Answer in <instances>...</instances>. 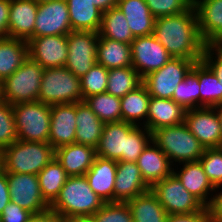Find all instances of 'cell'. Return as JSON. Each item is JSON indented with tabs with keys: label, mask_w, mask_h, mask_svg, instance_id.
Instances as JSON below:
<instances>
[{
	"label": "cell",
	"mask_w": 222,
	"mask_h": 222,
	"mask_svg": "<svg viewBox=\"0 0 222 222\" xmlns=\"http://www.w3.org/2000/svg\"><path fill=\"white\" fill-rule=\"evenodd\" d=\"M10 201L7 175L2 169L0 171V215Z\"/></svg>",
	"instance_id": "49"
},
{
	"label": "cell",
	"mask_w": 222,
	"mask_h": 222,
	"mask_svg": "<svg viewBox=\"0 0 222 222\" xmlns=\"http://www.w3.org/2000/svg\"><path fill=\"white\" fill-rule=\"evenodd\" d=\"M99 32L71 31L67 35L68 57L65 67L81 78L97 63Z\"/></svg>",
	"instance_id": "11"
},
{
	"label": "cell",
	"mask_w": 222,
	"mask_h": 222,
	"mask_svg": "<svg viewBox=\"0 0 222 222\" xmlns=\"http://www.w3.org/2000/svg\"><path fill=\"white\" fill-rule=\"evenodd\" d=\"M166 222H210L207 207L191 214L168 215Z\"/></svg>",
	"instance_id": "46"
},
{
	"label": "cell",
	"mask_w": 222,
	"mask_h": 222,
	"mask_svg": "<svg viewBox=\"0 0 222 222\" xmlns=\"http://www.w3.org/2000/svg\"><path fill=\"white\" fill-rule=\"evenodd\" d=\"M0 100H2V96H1V82H0Z\"/></svg>",
	"instance_id": "56"
},
{
	"label": "cell",
	"mask_w": 222,
	"mask_h": 222,
	"mask_svg": "<svg viewBox=\"0 0 222 222\" xmlns=\"http://www.w3.org/2000/svg\"><path fill=\"white\" fill-rule=\"evenodd\" d=\"M150 189L168 215L191 214L205 207L185 189L174 173L156 182Z\"/></svg>",
	"instance_id": "9"
},
{
	"label": "cell",
	"mask_w": 222,
	"mask_h": 222,
	"mask_svg": "<svg viewBox=\"0 0 222 222\" xmlns=\"http://www.w3.org/2000/svg\"><path fill=\"white\" fill-rule=\"evenodd\" d=\"M150 97L143 83L134 90L128 92L124 97H121L122 121L132 123L136 126L140 124L147 128ZM140 120H143L142 124L138 122Z\"/></svg>",
	"instance_id": "31"
},
{
	"label": "cell",
	"mask_w": 222,
	"mask_h": 222,
	"mask_svg": "<svg viewBox=\"0 0 222 222\" xmlns=\"http://www.w3.org/2000/svg\"><path fill=\"white\" fill-rule=\"evenodd\" d=\"M64 222H96L93 216L72 217L64 219Z\"/></svg>",
	"instance_id": "52"
},
{
	"label": "cell",
	"mask_w": 222,
	"mask_h": 222,
	"mask_svg": "<svg viewBox=\"0 0 222 222\" xmlns=\"http://www.w3.org/2000/svg\"><path fill=\"white\" fill-rule=\"evenodd\" d=\"M10 0H0V38L8 37Z\"/></svg>",
	"instance_id": "48"
},
{
	"label": "cell",
	"mask_w": 222,
	"mask_h": 222,
	"mask_svg": "<svg viewBox=\"0 0 222 222\" xmlns=\"http://www.w3.org/2000/svg\"><path fill=\"white\" fill-rule=\"evenodd\" d=\"M27 43L29 57L44 69L65 66L68 57L67 35L32 37Z\"/></svg>",
	"instance_id": "16"
},
{
	"label": "cell",
	"mask_w": 222,
	"mask_h": 222,
	"mask_svg": "<svg viewBox=\"0 0 222 222\" xmlns=\"http://www.w3.org/2000/svg\"><path fill=\"white\" fill-rule=\"evenodd\" d=\"M145 2L155 18L182 13L193 4V0H145Z\"/></svg>",
	"instance_id": "43"
},
{
	"label": "cell",
	"mask_w": 222,
	"mask_h": 222,
	"mask_svg": "<svg viewBox=\"0 0 222 222\" xmlns=\"http://www.w3.org/2000/svg\"><path fill=\"white\" fill-rule=\"evenodd\" d=\"M150 142L152 133L145 126L124 121L105 123L96 156L114 161L136 162Z\"/></svg>",
	"instance_id": "2"
},
{
	"label": "cell",
	"mask_w": 222,
	"mask_h": 222,
	"mask_svg": "<svg viewBox=\"0 0 222 222\" xmlns=\"http://www.w3.org/2000/svg\"><path fill=\"white\" fill-rule=\"evenodd\" d=\"M142 83L143 78L132 66L113 68L108 72L106 92L121 98Z\"/></svg>",
	"instance_id": "37"
},
{
	"label": "cell",
	"mask_w": 222,
	"mask_h": 222,
	"mask_svg": "<svg viewBox=\"0 0 222 222\" xmlns=\"http://www.w3.org/2000/svg\"><path fill=\"white\" fill-rule=\"evenodd\" d=\"M28 57L26 40L0 38V82L14 73Z\"/></svg>",
	"instance_id": "29"
},
{
	"label": "cell",
	"mask_w": 222,
	"mask_h": 222,
	"mask_svg": "<svg viewBox=\"0 0 222 222\" xmlns=\"http://www.w3.org/2000/svg\"><path fill=\"white\" fill-rule=\"evenodd\" d=\"M199 33L206 45H222V0H193Z\"/></svg>",
	"instance_id": "18"
},
{
	"label": "cell",
	"mask_w": 222,
	"mask_h": 222,
	"mask_svg": "<svg viewBox=\"0 0 222 222\" xmlns=\"http://www.w3.org/2000/svg\"><path fill=\"white\" fill-rule=\"evenodd\" d=\"M84 101L104 124L122 121L120 97L105 92L89 96Z\"/></svg>",
	"instance_id": "38"
},
{
	"label": "cell",
	"mask_w": 222,
	"mask_h": 222,
	"mask_svg": "<svg viewBox=\"0 0 222 222\" xmlns=\"http://www.w3.org/2000/svg\"><path fill=\"white\" fill-rule=\"evenodd\" d=\"M2 170V156H1V152H0V171Z\"/></svg>",
	"instance_id": "55"
},
{
	"label": "cell",
	"mask_w": 222,
	"mask_h": 222,
	"mask_svg": "<svg viewBox=\"0 0 222 222\" xmlns=\"http://www.w3.org/2000/svg\"><path fill=\"white\" fill-rule=\"evenodd\" d=\"M202 60L214 71L222 86V45H206Z\"/></svg>",
	"instance_id": "44"
},
{
	"label": "cell",
	"mask_w": 222,
	"mask_h": 222,
	"mask_svg": "<svg viewBox=\"0 0 222 222\" xmlns=\"http://www.w3.org/2000/svg\"><path fill=\"white\" fill-rule=\"evenodd\" d=\"M38 3H45V2H51L53 0H36Z\"/></svg>",
	"instance_id": "54"
},
{
	"label": "cell",
	"mask_w": 222,
	"mask_h": 222,
	"mask_svg": "<svg viewBox=\"0 0 222 222\" xmlns=\"http://www.w3.org/2000/svg\"><path fill=\"white\" fill-rule=\"evenodd\" d=\"M210 197L211 201L207 206L209 220L210 222H222V192L211 194Z\"/></svg>",
	"instance_id": "47"
},
{
	"label": "cell",
	"mask_w": 222,
	"mask_h": 222,
	"mask_svg": "<svg viewBox=\"0 0 222 222\" xmlns=\"http://www.w3.org/2000/svg\"><path fill=\"white\" fill-rule=\"evenodd\" d=\"M184 123L204 149L221 147L220 122L215 107L187 110Z\"/></svg>",
	"instance_id": "15"
},
{
	"label": "cell",
	"mask_w": 222,
	"mask_h": 222,
	"mask_svg": "<svg viewBox=\"0 0 222 222\" xmlns=\"http://www.w3.org/2000/svg\"><path fill=\"white\" fill-rule=\"evenodd\" d=\"M38 101L49 105L82 102L80 78L65 66L44 69Z\"/></svg>",
	"instance_id": "7"
},
{
	"label": "cell",
	"mask_w": 222,
	"mask_h": 222,
	"mask_svg": "<svg viewBox=\"0 0 222 222\" xmlns=\"http://www.w3.org/2000/svg\"><path fill=\"white\" fill-rule=\"evenodd\" d=\"M44 68L28 57L9 77L1 82V96L9 104L38 101Z\"/></svg>",
	"instance_id": "6"
},
{
	"label": "cell",
	"mask_w": 222,
	"mask_h": 222,
	"mask_svg": "<svg viewBox=\"0 0 222 222\" xmlns=\"http://www.w3.org/2000/svg\"><path fill=\"white\" fill-rule=\"evenodd\" d=\"M55 158L69 176L85 175L96 158V149L72 143L55 149Z\"/></svg>",
	"instance_id": "24"
},
{
	"label": "cell",
	"mask_w": 222,
	"mask_h": 222,
	"mask_svg": "<svg viewBox=\"0 0 222 222\" xmlns=\"http://www.w3.org/2000/svg\"><path fill=\"white\" fill-rule=\"evenodd\" d=\"M195 62L172 57L163 67L143 78V84L151 97L172 99L174 89L184 80Z\"/></svg>",
	"instance_id": "10"
},
{
	"label": "cell",
	"mask_w": 222,
	"mask_h": 222,
	"mask_svg": "<svg viewBox=\"0 0 222 222\" xmlns=\"http://www.w3.org/2000/svg\"><path fill=\"white\" fill-rule=\"evenodd\" d=\"M152 35L172 57L202 61L206 44L199 33L193 4L182 13L156 18Z\"/></svg>",
	"instance_id": "1"
},
{
	"label": "cell",
	"mask_w": 222,
	"mask_h": 222,
	"mask_svg": "<svg viewBox=\"0 0 222 222\" xmlns=\"http://www.w3.org/2000/svg\"><path fill=\"white\" fill-rule=\"evenodd\" d=\"M199 161L215 191L219 190L222 186V147L204 149Z\"/></svg>",
	"instance_id": "40"
},
{
	"label": "cell",
	"mask_w": 222,
	"mask_h": 222,
	"mask_svg": "<svg viewBox=\"0 0 222 222\" xmlns=\"http://www.w3.org/2000/svg\"><path fill=\"white\" fill-rule=\"evenodd\" d=\"M152 141L173 165L174 162L176 164L199 161L204 152V147L185 123L155 130L152 133Z\"/></svg>",
	"instance_id": "5"
},
{
	"label": "cell",
	"mask_w": 222,
	"mask_h": 222,
	"mask_svg": "<svg viewBox=\"0 0 222 222\" xmlns=\"http://www.w3.org/2000/svg\"><path fill=\"white\" fill-rule=\"evenodd\" d=\"M75 143L97 148L104 123L91 110L85 101L76 103Z\"/></svg>",
	"instance_id": "27"
},
{
	"label": "cell",
	"mask_w": 222,
	"mask_h": 222,
	"mask_svg": "<svg viewBox=\"0 0 222 222\" xmlns=\"http://www.w3.org/2000/svg\"><path fill=\"white\" fill-rule=\"evenodd\" d=\"M37 9L36 0H10L8 37L26 41L34 37Z\"/></svg>",
	"instance_id": "20"
},
{
	"label": "cell",
	"mask_w": 222,
	"mask_h": 222,
	"mask_svg": "<svg viewBox=\"0 0 222 222\" xmlns=\"http://www.w3.org/2000/svg\"><path fill=\"white\" fill-rule=\"evenodd\" d=\"M72 31L99 32L102 23V11L93 0H66Z\"/></svg>",
	"instance_id": "28"
},
{
	"label": "cell",
	"mask_w": 222,
	"mask_h": 222,
	"mask_svg": "<svg viewBox=\"0 0 222 222\" xmlns=\"http://www.w3.org/2000/svg\"><path fill=\"white\" fill-rule=\"evenodd\" d=\"M136 162L117 161L114 202L126 203L150 190Z\"/></svg>",
	"instance_id": "19"
},
{
	"label": "cell",
	"mask_w": 222,
	"mask_h": 222,
	"mask_svg": "<svg viewBox=\"0 0 222 222\" xmlns=\"http://www.w3.org/2000/svg\"><path fill=\"white\" fill-rule=\"evenodd\" d=\"M105 202L90 188L85 175L69 176L50 209L61 218L93 216Z\"/></svg>",
	"instance_id": "3"
},
{
	"label": "cell",
	"mask_w": 222,
	"mask_h": 222,
	"mask_svg": "<svg viewBox=\"0 0 222 222\" xmlns=\"http://www.w3.org/2000/svg\"><path fill=\"white\" fill-rule=\"evenodd\" d=\"M109 70L96 63L80 78L83 101L89 96L105 93Z\"/></svg>",
	"instance_id": "39"
},
{
	"label": "cell",
	"mask_w": 222,
	"mask_h": 222,
	"mask_svg": "<svg viewBox=\"0 0 222 222\" xmlns=\"http://www.w3.org/2000/svg\"><path fill=\"white\" fill-rule=\"evenodd\" d=\"M136 164L140 169L143 180L150 187L156 182L165 179L174 171V168H172L173 164L170 162L169 158L153 141L147 145L138 157Z\"/></svg>",
	"instance_id": "23"
},
{
	"label": "cell",
	"mask_w": 222,
	"mask_h": 222,
	"mask_svg": "<svg viewBox=\"0 0 222 222\" xmlns=\"http://www.w3.org/2000/svg\"><path fill=\"white\" fill-rule=\"evenodd\" d=\"M76 103L51 105L49 144L57 149L75 143Z\"/></svg>",
	"instance_id": "17"
},
{
	"label": "cell",
	"mask_w": 222,
	"mask_h": 222,
	"mask_svg": "<svg viewBox=\"0 0 222 222\" xmlns=\"http://www.w3.org/2000/svg\"><path fill=\"white\" fill-rule=\"evenodd\" d=\"M93 218L96 222H133L129 206L122 202L105 203Z\"/></svg>",
	"instance_id": "42"
},
{
	"label": "cell",
	"mask_w": 222,
	"mask_h": 222,
	"mask_svg": "<svg viewBox=\"0 0 222 222\" xmlns=\"http://www.w3.org/2000/svg\"><path fill=\"white\" fill-rule=\"evenodd\" d=\"M117 7L124 13L134 37L153 34L155 17L145 0H118Z\"/></svg>",
	"instance_id": "26"
},
{
	"label": "cell",
	"mask_w": 222,
	"mask_h": 222,
	"mask_svg": "<svg viewBox=\"0 0 222 222\" xmlns=\"http://www.w3.org/2000/svg\"><path fill=\"white\" fill-rule=\"evenodd\" d=\"M117 161L96 156L93 165L85 173L93 192L105 203L114 202V184Z\"/></svg>",
	"instance_id": "21"
},
{
	"label": "cell",
	"mask_w": 222,
	"mask_h": 222,
	"mask_svg": "<svg viewBox=\"0 0 222 222\" xmlns=\"http://www.w3.org/2000/svg\"><path fill=\"white\" fill-rule=\"evenodd\" d=\"M200 108L222 104V86L214 71L202 60L199 61Z\"/></svg>",
	"instance_id": "36"
},
{
	"label": "cell",
	"mask_w": 222,
	"mask_h": 222,
	"mask_svg": "<svg viewBox=\"0 0 222 222\" xmlns=\"http://www.w3.org/2000/svg\"><path fill=\"white\" fill-rule=\"evenodd\" d=\"M178 173L173 171L175 176L181 181L185 189L197 198L205 207L211 201L208 198L210 192H215V188L207 178L200 161L185 162Z\"/></svg>",
	"instance_id": "25"
},
{
	"label": "cell",
	"mask_w": 222,
	"mask_h": 222,
	"mask_svg": "<svg viewBox=\"0 0 222 222\" xmlns=\"http://www.w3.org/2000/svg\"><path fill=\"white\" fill-rule=\"evenodd\" d=\"M97 63L105 68L132 66L131 45L113 39L98 38Z\"/></svg>",
	"instance_id": "30"
},
{
	"label": "cell",
	"mask_w": 222,
	"mask_h": 222,
	"mask_svg": "<svg viewBox=\"0 0 222 222\" xmlns=\"http://www.w3.org/2000/svg\"><path fill=\"white\" fill-rule=\"evenodd\" d=\"M93 2L102 12H105L111 8L117 7L118 0H93Z\"/></svg>",
	"instance_id": "51"
},
{
	"label": "cell",
	"mask_w": 222,
	"mask_h": 222,
	"mask_svg": "<svg viewBox=\"0 0 222 222\" xmlns=\"http://www.w3.org/2000/svg\"><path fill=\"white\" fill-rule=\"evenodd\" d=\"M99 38L113 39L126 44H131L135 39L124 13L118 7L102 12Z\"/></svg>",
	"instance_id": "34"
},
{
	"label": "cell",
	"mask_w": 222,
	"mask_h": 222,
	"mask_svg": "<svg viewBox=\"0 0 222 222\" xmlns=\"http://www.w3.org/2000/svg\"><path fill=\"white\" fill-rule=\"evenodd\" d=\"M72 31L66 0L38 3L34 37L68 35Z\"/></svg>",
	"instance_id": "14"
},
{
	"label": "cell",
	"mask_w": 222,
	"mask_h": 222,
	"mask_svg": "<svg viewBox=\"0 0 222 222\" xmlns=\"http://www.w3.org/2000/svg\"><path fill=\"white\" fill-rule=\"evenodd\" d=\"M31 212L20 207L14 202H9L3 209L0 217L1 222H28Z\"/></svg>",
	"instance_id": "45"
},
{
	"label": "cell",
	"mask_w": 222,
	"mask_h": 222,
	"mask_svg": "<svg viewBox=\"0 0 222 222\" xmlns=\"http://www.w3.org/2000/svg\"><path fill=\"white\" fill-rule=\"evenodd\" d=\"M199 92V62H196L184 80L174 89L172 100L186 110L200 108Z\"/></svg>",
	"instance_id": "35"
},
{
	"label": "cell",
	"mask_w": 222,
	"mask_h": 222,
	"mask_svg": "<svg viewBox=\"0 0 222 222\" xmlns=\"http://www.w3.org/2000/svg\"><path fill=\"white\" fill-rule=\"evenodd\" d=\"M12 108L18 140L49 143L51 105L33 101Z\"/></svg>",
	"instance_id": "8"
},
{
	"label": "cell",
	"mask_w": 222,
	"mask_h": 222,
	"mask_svg": "<svg viewBox=\"0 0 222 222\" xmlns=\"http://www.w3.org/2000/svg\"><path fill=\"white\" fill-rule=\"evenodd\" d=\"M133 222H166L168 214L151 189L126 202Z\"/></svg>",
	"instance_id": "32"
},
{
	"label": "cell",
	"mask_w": 222,
	"mask_h": 222,
	"mask_svg": "<svg viewBox=\"0 0 222 222\" xmlns=\"http://www.w3.org/2000/svg\"><path fill=\"white\" fill-rule=\"evenodd\" d=\"M130 45L132 67L142 78L160 69L172 58L153 35L135 37Z\"/></svg>",
	"instance_id": "13"
},
{
	"label": "cell",
	"mask_w": 222,
	"mask_h": 222,
	"mask_svg": "<svg viewBox=\"0 0 222 222\" xmlns=\"http://www.w3.org/2000/svg\"><path fill=\"white\" fill-rule=\"evenodd\" d=\"M216 110H217V114H218V118H219V122H220V131H221V147H222V104L215 106Z\"/></svg>",
	"instance_id": "53"
},
{
	"label": "cell",
	"mask_w": 222,
	"mask_h": 222,
	"mask_svg": "<svg viewBox=\"0 0 222 222\" xmlns=\"http://www.w3.org/2000/svg\"><path fill=\"white\" fill-rule=\"evenodd\" d=\"M37 176L41 194L44 200L51 205L58 197L69 175L63 169L61 163L54 158L37 174Z\"/></svg>",
	"instance_id": "33"
},
{
	"label": "cell",
	"mask_w": 222,
	"mask_h": 222,
	"mask_svg": "<svg viewBox=\"0 0 222 222\" xmlns=\"http://www.w3.org/2000/svg\"><path fill=\"white\" fill-rule=\"evenodd\" d=\"M6 173L37 175L55 158V149L44 142L17 140L1 151Z\"/></svg>",
	"instance_id": "4"
},
{
	"label": "cell",
	"mask_w": 222,
	"mask_h": 222,
	"mask_svg": "<svg viewBox=\"0 0 222 222\" xmlns=\"http://www.w3.org/2000/svg\"><path fill=\"white\" fill-rule=\"evenodd\" d=\"M18 140L12 105L0 100V152Z\"/></svg>",
	"instance_id": "41"
},
{
	"label": "cell",
	"mask_w": 222,
	"mask_h": 222,
	"mask_svg": "<svg viewBox=\"0 0 222 222\" xmlns=\"http://www.w3.org/2000/svg\"><path fill=\"white\" fill-rule=\"evenodd\" d=\"M186 109L172 99L150 97L147 116V129L153 133L163 127L184 123Z\"/></svg>",
	"instance_id": "22"
},
{
	"label": "cell",
	"mask_w": 222,
	"mask_h": 222,
	"mask_svg": "<svg viewBox=\"0 0 222 222\" xmlns=\"http://www.w3.org/2000/svg\"><path fill=\"white\" fill-rule=\"evenodd\" d=\"M11 202L32 214L44 212L50 205L44 200L38 176L34 174L6 173Z\"/></svg>",
	"instance_id": "12"
},
{
	"label": "cell",
	"mask_w": 222,
	"mask_h": 222,
	"mask_svg": "<svg viewBox=\"0 0 222 222\" xmlns=\"http://www.w3.org/2000/svg\"><path fill=\"white\" fill-rule=\"evenodd\" d=\"M28 222H64V219L49 208L44 212L32 214Z\"/></svg>",
	"instance_id": "50"
}]
</instances>
